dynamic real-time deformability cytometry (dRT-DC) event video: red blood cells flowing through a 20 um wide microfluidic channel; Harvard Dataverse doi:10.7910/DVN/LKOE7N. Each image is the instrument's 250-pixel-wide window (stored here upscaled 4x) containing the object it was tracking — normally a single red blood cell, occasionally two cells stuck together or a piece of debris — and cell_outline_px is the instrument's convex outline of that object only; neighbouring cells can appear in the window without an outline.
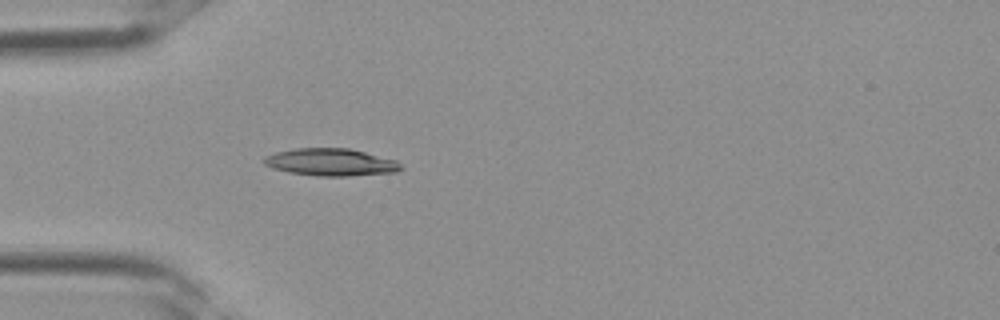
{"species": "Egyptian fruit bat (a non-hibernating species)", "species_latin": "Rousettus aegyptiacus", "temperature_condition": "room temperature", "stored_images_in_passage": 1, "camera_frame_rate_fps": 3000, "um_per_image_px": 0.085, "frame": {"image": 1, "passage_image": 1, "time_ms": 0.0, "image_size_px": [1000, 320], "cell_outline_px": [[404, 168], [396, 172], [348, 176], [320, 176], [288, 172], [272, 168], [264, 164], [264, 156], [276, 152], [296, 148], [348, 148], [396, 160]], "centroid_in_image_um": [28.11, 13.79], "position_along_channel_um": 56.9, "area_um2": 21.73}}